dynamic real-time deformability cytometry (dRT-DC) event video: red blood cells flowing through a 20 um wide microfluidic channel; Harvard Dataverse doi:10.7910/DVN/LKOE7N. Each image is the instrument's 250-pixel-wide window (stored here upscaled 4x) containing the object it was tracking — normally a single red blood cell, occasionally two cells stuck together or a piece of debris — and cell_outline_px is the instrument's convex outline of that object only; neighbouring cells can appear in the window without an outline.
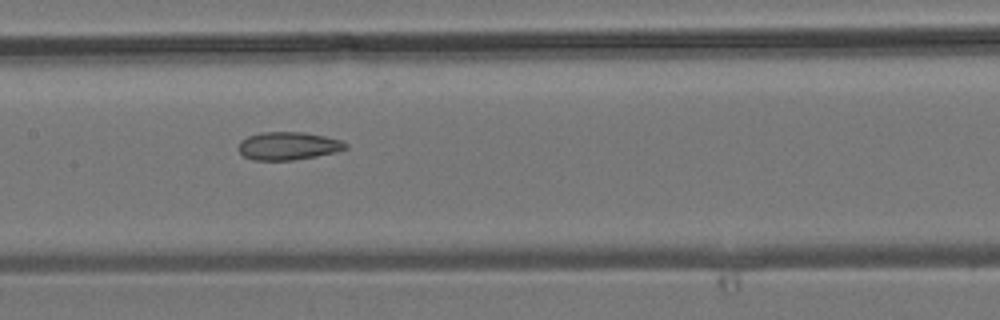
{"species": "common noctule bat (a hibernating species)", "species_latin": "Nyctalus noctula", "temperature_condition": "room temperature", "stored_images_in_passage": 9, "camera_frame_rate_fps": 3000, "um_per_image_px": 0.085, "animal": {"sex": "male", "body_mass_g": 19.2, "forearm_length_mm": 51.8}, "frame": {"image": 1, "passage_image": 6, "time_ms": 7.0, "image_size_px": [1000, 320], "cell_outline_px": [[348, 148], [336, 152], [316, 156], [292, 160], [252, 160], [244, 156], [236, 148], [240, 140], [248, 136], [260, 132], [304, 132], [324, 136], [340, 140], [348, 144]], "centroid_in_image_um": [24.46, 12.4], "position_along_channel_um": 182.9, "area_um2": 17.57}}
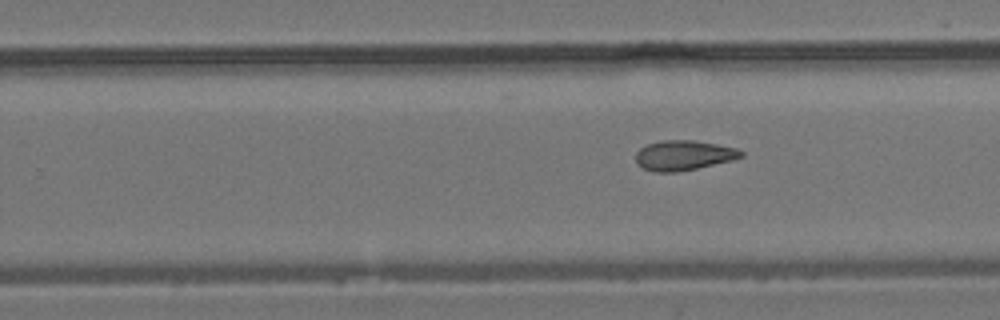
{"frame": {"image": 2, "passage_image": 9, "time_ms": 10.667, "image_size_px": [1000, 320], "cell_outline_px": [[744, 156], [732, 160], [696, 168], [676, 172], [652, 172], [636, 164], [636, 152], [640, 148], [648, 144], [660, 140], [696, 140], [736, 148], [744, 152]], "centroid_in_image_um": [58.09, 13.2], "position_along_channel_um": 271.7, "area_um2": 18.38}}